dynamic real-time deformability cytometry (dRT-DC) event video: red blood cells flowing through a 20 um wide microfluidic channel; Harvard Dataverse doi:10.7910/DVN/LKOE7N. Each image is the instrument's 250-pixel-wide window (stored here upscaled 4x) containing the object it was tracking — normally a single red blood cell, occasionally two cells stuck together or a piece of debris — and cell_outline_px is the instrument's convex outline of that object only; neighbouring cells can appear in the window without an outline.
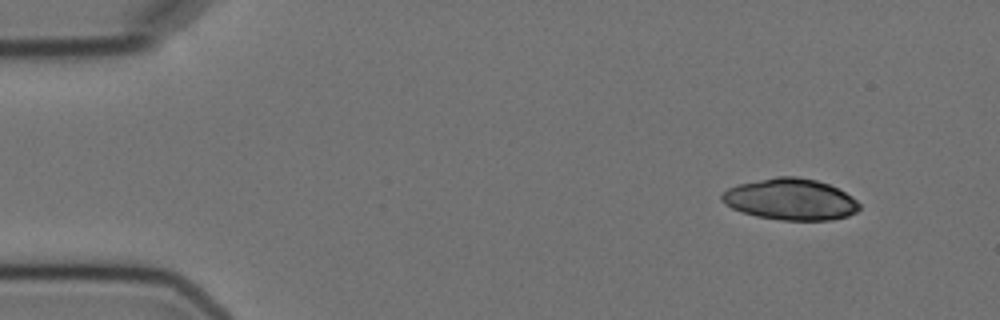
{"species": "Egyptian fruit bat (a non-hibernating species)", "species_latin": "Rousettus aegyptiacus", "temperature_condition": "cold", "stored_images_in_passage": 4, "camera_frame_rate_fps": 3000, "um_per_image_px": 0.085, "animal": {"sex": "female"}, "frame": {"image": 1, "passage_image": 1, "time_ms": 0.0, "image_size_px": [1000, 320], "cell_outline_px": [[860, 208], [856, 212], [848, 216], [832, 220], [780, 220], [756, 216], [732, 208], [720, 200], [720, 196], [728, 188], [740, 184], [776, 176], [796, 176], [816, 180], [828, 184], [852, 196], [860, 204]], "centroid_in_image_um": [67.2, 16.95], "position_along_channel_um": 17.8, "area_um2": 33.06}}